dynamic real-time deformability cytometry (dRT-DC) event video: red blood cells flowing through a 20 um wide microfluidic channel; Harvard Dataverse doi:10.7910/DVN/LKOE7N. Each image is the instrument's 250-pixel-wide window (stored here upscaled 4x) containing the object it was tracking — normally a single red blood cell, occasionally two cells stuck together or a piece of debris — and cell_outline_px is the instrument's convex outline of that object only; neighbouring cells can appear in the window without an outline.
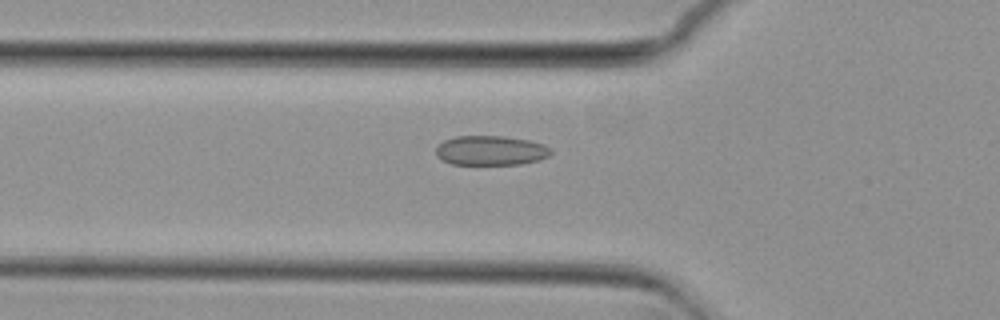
{"species": "common noctule bat (a hibernating species)", "species_latin": "Nyctalus noctula", "temperature_condition": "cold", "stored_images_in_passage": 55, "camera_frame_rate_fps": 3000, "um_per_image_px": 0.085, "animal": {"sex": "female", "body_mass_g": 29.2, "forearm_length_mm": 56.3}, "frame": {"image": 1, "passage_image": 19, "time_ms": 6.0, "image_size_px": [1000, 320], "cell_outline_px": [[552, 152], [548, 156], [540, 160], [520, 164], [452, 164], [436, 156], [436, 148], [444, 140], [456, 136], [504, 136], [528, 140], [544, 144], [552, 148]], "centroid_in_image_um": [41.74, 12.79], "position_along_channel_um": 84.1, "area_um2": 19.83}}
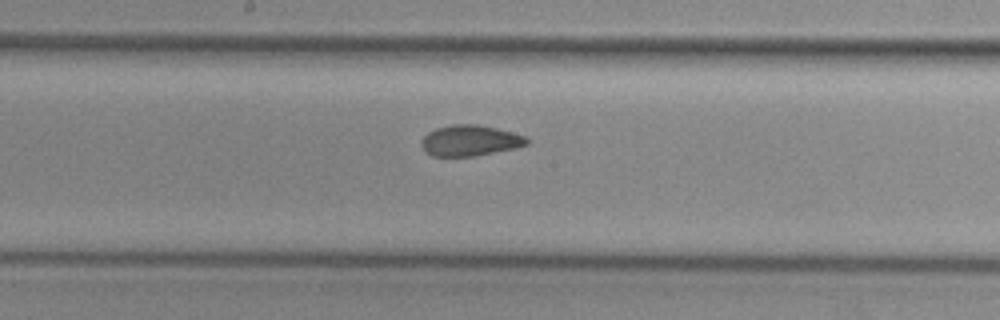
{"frame": {"image": 2, "passage_image": 29, "time_ms": 9.333, "image_size_px": [1000, 320], "cell_outline_px": [[528, 144], [512, 148], [472, 156], [432, 156], [420, 144], [424, 136], [428, 132], [436, 128], [452, 124], [476, 124], [496, 128], [528, 136]], "centroid_in_image_um": [39.95, 11.93], "position_along_channel_um": 208.3, "area_um2": 18.67}}
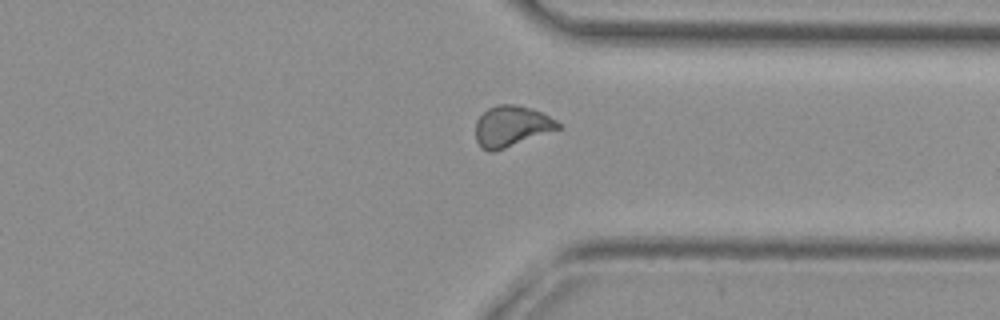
{"frame": {"image": 3, "passage_image": 42, "time_ms": 13.667, "image_size_px": [1000, 320], "cell_outline_px": [[560, 128], [504, 148], [492, 152], [488, 152], [480, 148], [476, 140], [476, 120], [488, 108], [496, 104], [516, 104], [532, 108], [544, 112], [556, 120], [560, 124]], "centroid_in_image_um": [43.46, 10.71], "position_along_channel_um": 367.9, "area_um2": 19.65}, "authors_computed_cell_mechanics": {"area_um2": 19.7098, "velocity_mm_per_s": 3.7076, "shape_relaxation_time_tau1_ms": null, "shape_relaxation_time_tau2_ms": 1.0379, "deformation_change_tau1": null, "deformation_change_tau2": 0.0633}}